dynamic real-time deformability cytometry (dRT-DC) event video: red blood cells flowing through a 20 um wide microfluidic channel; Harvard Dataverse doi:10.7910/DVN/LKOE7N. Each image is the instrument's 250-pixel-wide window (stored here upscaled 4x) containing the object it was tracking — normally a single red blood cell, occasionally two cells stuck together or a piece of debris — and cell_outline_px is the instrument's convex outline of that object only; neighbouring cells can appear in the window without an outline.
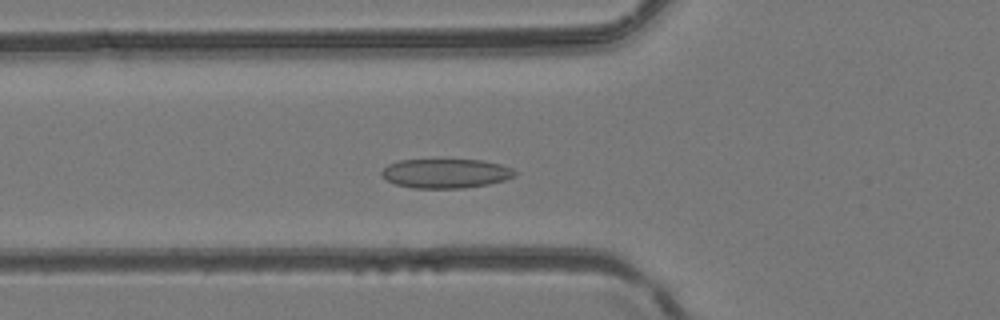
{"species": "common noctule bat (a hibernating species)", "species_latin": "Nyctalus noctula", "temperature_condition": "room temperature", "stored_images_in_passage": 31, "camera_frame_rate_fps": 3000, "um_per_image_px": 0.085, "animal": {"sex": "female", "body_mass_g": 24.6, "forearm_length_mm": 56.2}, "frame": {"image": 1, "passage_image": 13, "time_ms": 4.0, "image_size_px": [1000, 320], "cell_outline_px": [[516, 176], [504, 180], [488, 184], [464, 188], [412, 188], [396, 184], [380, 176], [380, 172], [388, 164], [400, 160], [484, 160], [500, 164], [512, 168], [516, 172]], "centroid_in_image_um": [37.88, 14.74], "position_along_channel_um": 87.9, "area_um2": 22.77}}
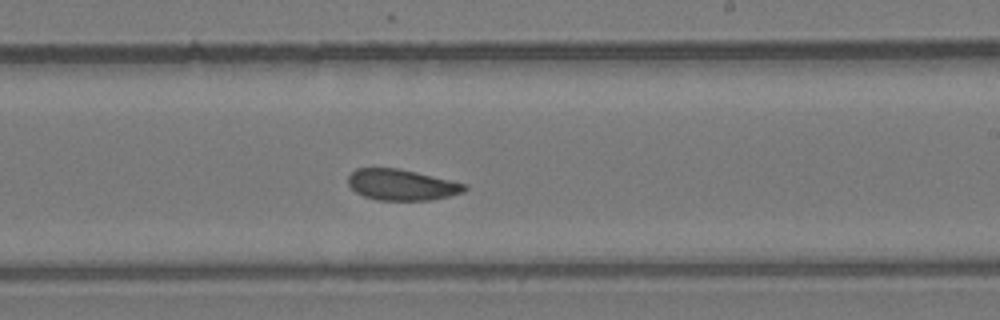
{"frame": {"image": 2, "passage_image": 23, "time_ms": 7.333, "image_size_px": [1000, 320], "cell_outline_px": [[468, 188], [464, 192], [448, 196], [428, 200], [376, 200], [364, 196], [356, 192], [348, 184], [348, 176], [356, 168], [400, 168], [464, 184]], "centroid_in_image_um": [34.1, 15.71], "position_along_channel_um": 254.9, "area_um2": 20.81}}
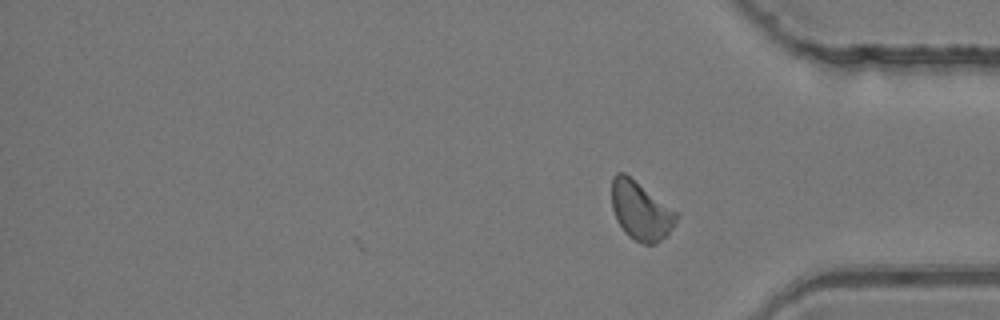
{"frame": {"image": 3, "passage_image": 31, "time_ms": 10.0, "image_size_px": [1000, 320], "cell_outline_px": [[676, 220], [672, 228], [656, 244], [644, 244], [628, 236], [624, 232], [616, 220], [612, 208], [612, 176], [616, 172], [624, 172], [676, 212]], "centroid_in_image_um": [54.4, 17.91], "position_along_channel_um": 380.8, "area_um2": 21.56}}